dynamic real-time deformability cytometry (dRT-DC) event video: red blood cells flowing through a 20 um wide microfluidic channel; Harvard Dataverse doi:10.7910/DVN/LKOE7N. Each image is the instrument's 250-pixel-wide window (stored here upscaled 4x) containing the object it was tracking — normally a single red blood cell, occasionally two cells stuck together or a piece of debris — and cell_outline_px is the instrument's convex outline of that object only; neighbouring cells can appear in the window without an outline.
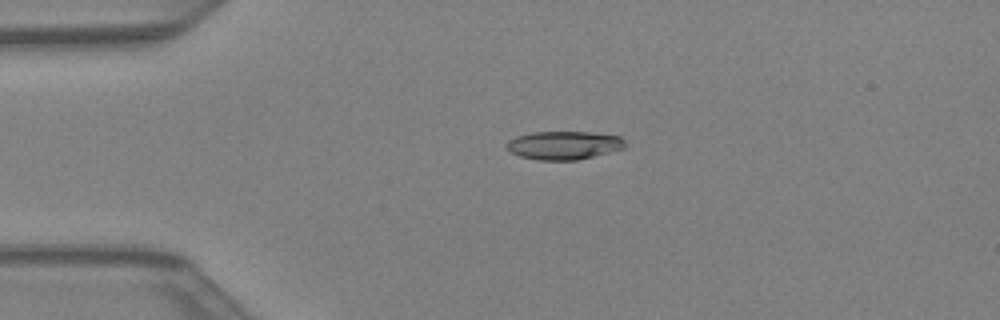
{"species": "Egyptian fruit bat (a non-hibernating species)", "species_latin": "Rousettus aegyptiacus", "temperature_condition": "warm", "stored_images_in_passage": 36, "camera_frame_rate_fps": 3000, "um_per_image_px": 0.085, "animal": {"sex": "female"}, "frame": {"image": 1, "passage_image": 4, "time_ms": 1.0, "image_size_px": [1000, 320], "cell_outline_px": [[624, 148], [576, 160], [536, 160], [520, 156], [512, 152], [504, 144], [508, 140], [516, 136], [532, 132], [588, 132], [620, 136], [624, 140]], "centroid_in_image_um": [47.88, 12.34], "position_along_channel_um": 37.1, "area_um2": 19.42}}
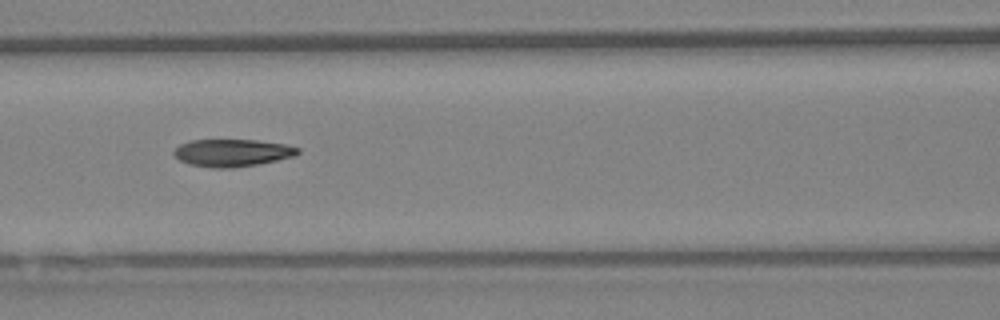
{"frame": {"image": 2, "passage_image": 13, "time_ms": 4.0, "image_size_px": [1000, 320], "cell_outline_px": [[300, 152], [296, 156], [256, 164], [232, 168], [212, 168], [188, 164], [180, 160], [172, 152], [180, 144], [192, 140], [256, 140], [284, 144], [300, 148]], "centroid_in_image_um": [19.74, 12.99], "position_along_channel_um": 146.9, "area_um2": 19.71}}
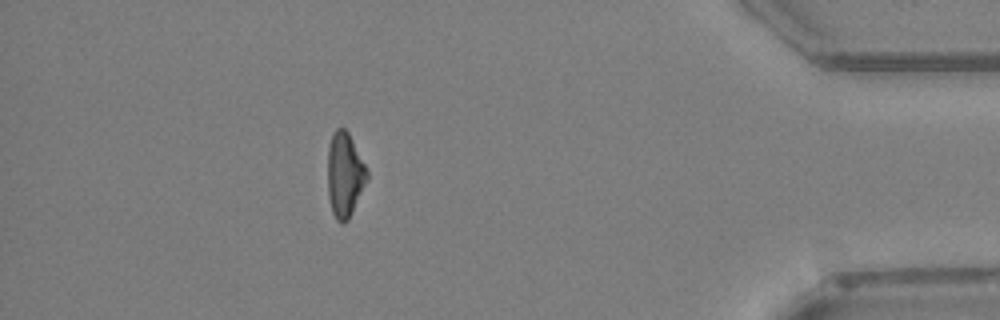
{"frame": {"image": 3, "passage_image": 32, "time_ms": 10.333, "image_size_px": [1000, 320], "cell_outline_px": [[368, 180], [348, 220], [344, 224], [340, 224], [336, 220], [332, 212], [328, 196], [328, 148], [332, 132], [336, 128], [344, 128], [348, 132], [368, 172]], "centroid_in_image_um": [29.29, 14.88], "position_along_channel_um": 405.9, "area_um2": 19.42}}